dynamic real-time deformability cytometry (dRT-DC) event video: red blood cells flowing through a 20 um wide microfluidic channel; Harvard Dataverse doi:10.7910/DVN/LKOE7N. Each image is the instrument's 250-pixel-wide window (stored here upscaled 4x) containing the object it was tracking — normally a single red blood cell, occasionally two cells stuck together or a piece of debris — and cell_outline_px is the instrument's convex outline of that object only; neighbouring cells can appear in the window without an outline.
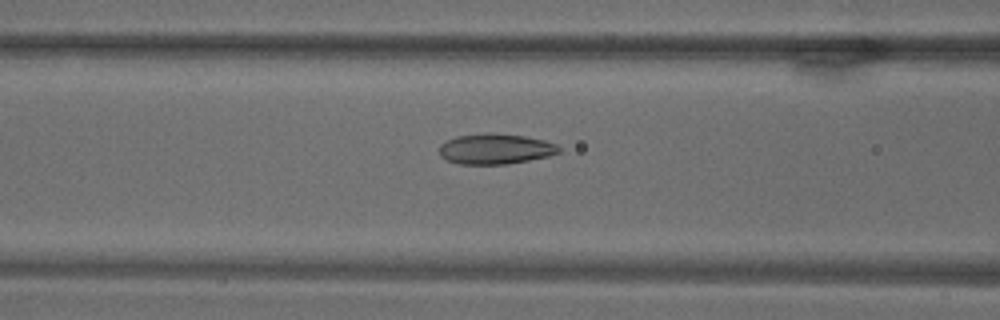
{"species": "common noctule bat (a hibernating species)", "species_latin": "Nyctalus noctula", "temperature_condition": "warm", "stored_images_in_passage": 71, "camera_frame_rate_fps": 3000, "um_per_image_px": 0.085, "animal": {"sex": "male", "body_mass_g": 18.8}, "frame": {"image": 1, "passage_image": 29, "time_ms": 9.333, "image_size_px": [1000, 320], "cell_outline_px": [[560, 152], [548, 156], [508, 164], [460, 164], [448, 160], [440, 156], [440, 144], [456, 136], [488, 132], [524, 136], [544, 140], [556, 144], [560, 148]], "centroid_in_image_um": [42.1, 12.65], "position_along_channel_um": 124.5, "area_um2": 21.15}}
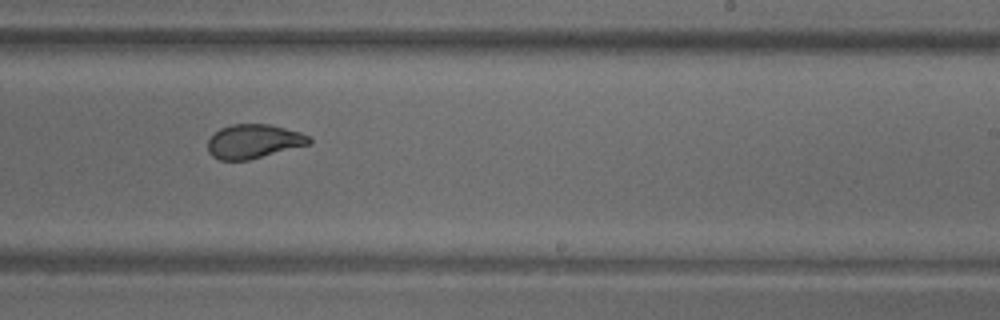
{"frame": {"image": 2, "passage_image": 44, "time_ms": 14.333, "image_size_px": [1000, 320], "cell_outline_px": [[312, 140], [308, 144], [248, 160], [220, 160], [212, 156], [208, 152], [208, 140], [220, 128], [232, 124], [268, 124], [300, 132], [308, 136]], "centroid_in_image_um": [21.52, 12.01], "position_along_channel_um": 267.5, "area_um2": 19.83}}
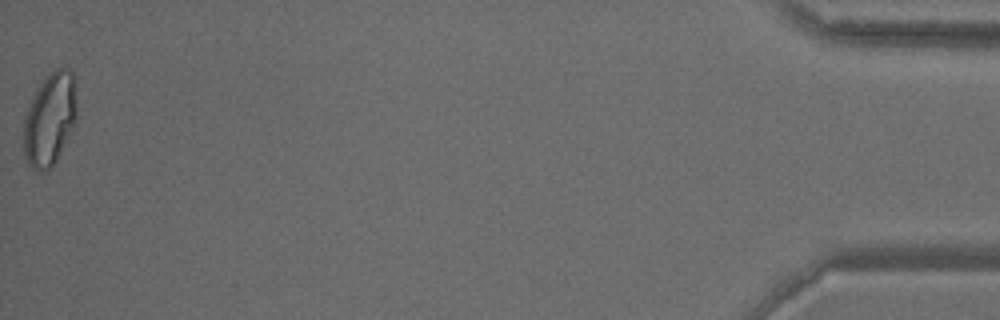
{"frame": {"image": 3, "passage_image": 71, "time_ms": 23.333, "image_size_px": [1000, 320], "cell_outline_px": [[76, 116], [72, 128], [56, 160], [44, 172], [36, 172], [24, 160], [24, 116], [44, 76], [56, 68], [68, 68], [72, 72], [76, 108]], "centroid_in_image_um": [4.2, 10.15], "position_along_channel_um": 431.0, "area_um2": 28.26}}